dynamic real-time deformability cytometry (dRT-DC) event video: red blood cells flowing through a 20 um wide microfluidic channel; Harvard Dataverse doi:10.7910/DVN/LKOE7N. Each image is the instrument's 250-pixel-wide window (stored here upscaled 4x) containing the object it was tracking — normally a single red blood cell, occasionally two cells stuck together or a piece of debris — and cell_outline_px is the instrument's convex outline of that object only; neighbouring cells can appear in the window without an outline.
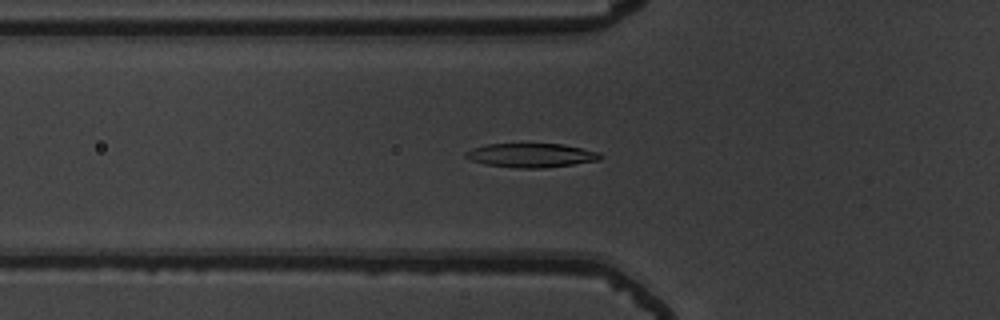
{"species": "common noctule bat (a hibernating species)", "species_latin": "Nyctalus noctula", "temperature_condition": "warm", "stored_images_in_passage": 55, "camera_frame_rate_fps": 3000, "um_per_image_px": 0.085, "animal": {"sex": "male", "body_mass_g": 19.5, "forearm_length_mm": 54.6}, "frame": {"image": 1, "passage_image": 20, "time_ms": 6.333, "image_size_px": [1000, 320], "cell_outline_px": [[600, 160], [572, 164], [540, 168], [516, 168], [484, 164], [472, 160], [464, 156], [464, 152], [472, 148], [488, 144], [564, 144], [600, 152]], "centroid_in_image_um": [45.12, 13.2], "position_along_channel_um": 80.7, "area_um2": 18.73}}
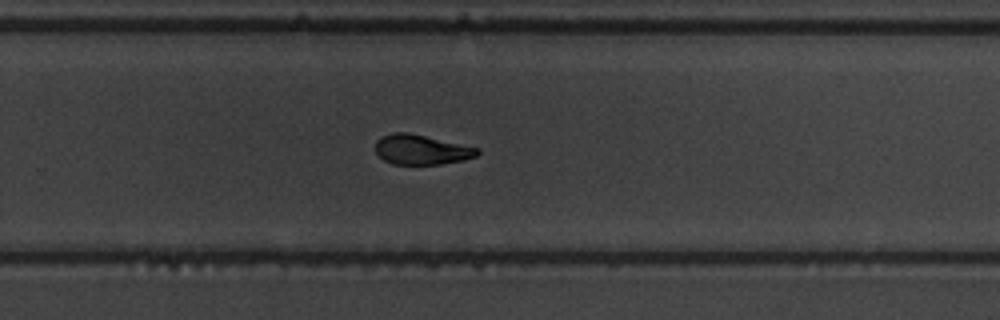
{"frame": {"image": 2, "passage_image": 37, "time_ms": 12.0, "image_size_px": [1000, 320], "cell_outline_px": [[480, 152], [476, 156], [464, 160], [440, 164], [392, 164], [384, 160], [376, 152], [376, 140], [380, 136], [392, 132], [408, 132], [480, 148]], "centroid_in_image_um": [35.81, 12.71], "position_along_channel_um": 294.0, "area_um2": 17.8}}
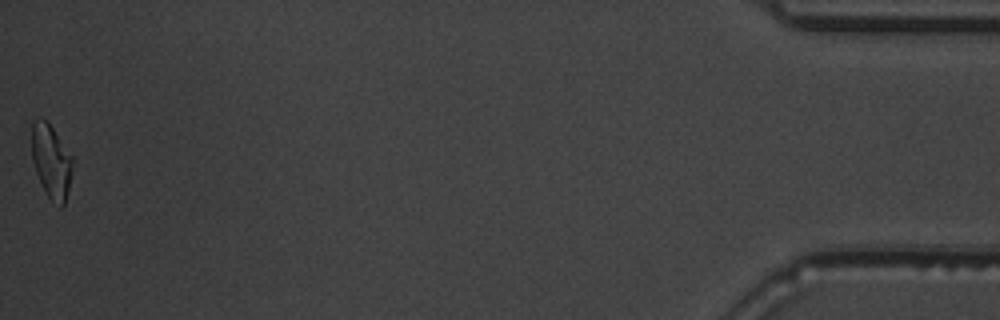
{"frame": {"image": 3, "passage_image": 55, "time_ms": 18.0, "image_size_px": [1000, 320], "cell_outline_px": [[72, 172], [64, 204], [60, 208], [48, 196], [36, 172], [32, 160], [32, 120], [40, 116], [52, 128], [72, 156]], "centroid_in_image_um": [4.34, 13.69], "position_along_channel_um": 430.9, "area_um2": 17.17}, "authors_computed_cell_mechanics": {"area_um2": 18.6116, "velocity_mm_per_s": 3.7688, "shape_relaxation_time_tau1_ms": 5.2528, "shape_relaxation_time_tau2_ms": 3.3018, "deformation_change_tau1": 0.2038, "deformation_change_tau2": 0.0988}}